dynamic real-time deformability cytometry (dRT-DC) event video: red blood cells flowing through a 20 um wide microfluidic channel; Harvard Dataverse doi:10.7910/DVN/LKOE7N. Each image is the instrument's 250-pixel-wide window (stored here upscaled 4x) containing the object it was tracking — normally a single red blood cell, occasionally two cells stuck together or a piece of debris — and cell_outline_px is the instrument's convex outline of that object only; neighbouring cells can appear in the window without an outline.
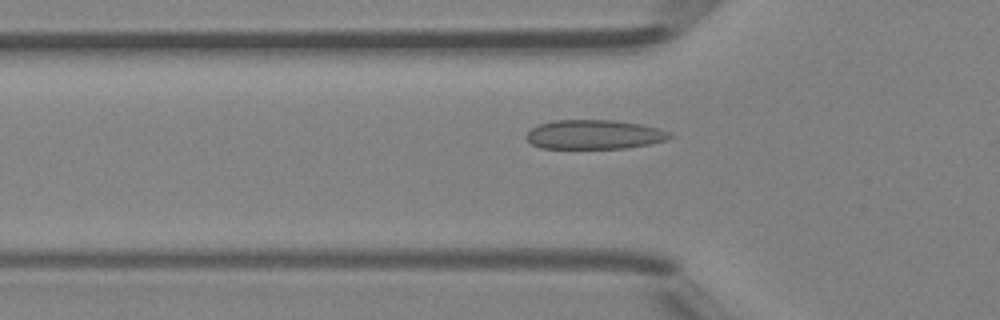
{"species": "Egyptian fruit bat (a non-hibernating species)", "species_latin": "Rousettus aegyptiacus", "temperature_condition": "room temperature", "stored_images_in_passage": 48, "camera_frame_rate_fps": 3000, "um_per_image_px": 0.085, "animal": {"sex": "female"}, "frame": {"image": 1, "passage_image": 16, "time_ms": 5.0, "image_size_px": [1000, 320], "cell_outline_px": [[676, 136], [652, 144], [628, 148], [540, 148], [532, 144], [524, 136], [532, 128], [540, 124], [552, 120], [612, 120], [640, 124], [660, 128], [672, 132]], "centroid_in_image_um": [50.56, 11.43], "position_along_channel_um": 75.2, "area_um2": 24.68}}
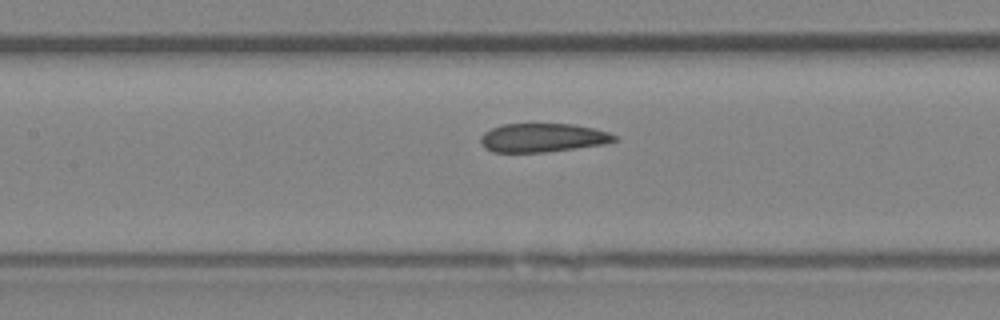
{"frame": {"image": 2, "passage_image": 22, "time_ms": 7.0, "image_size_px": [1000, 320], "cell_outline_px": [[620, 140], [604, 144], [544, 152], [492, 152], [484, 148], [480, 140], [480, 136], [484, 132], [492, 128], [504, 124], [572, 124], [592, 128], [608, 132], [616, 136]], "centroid_in_image_um": [46.12, 11.71], "position_along_channel_um": 161.3, "area_um2": 22.31}}
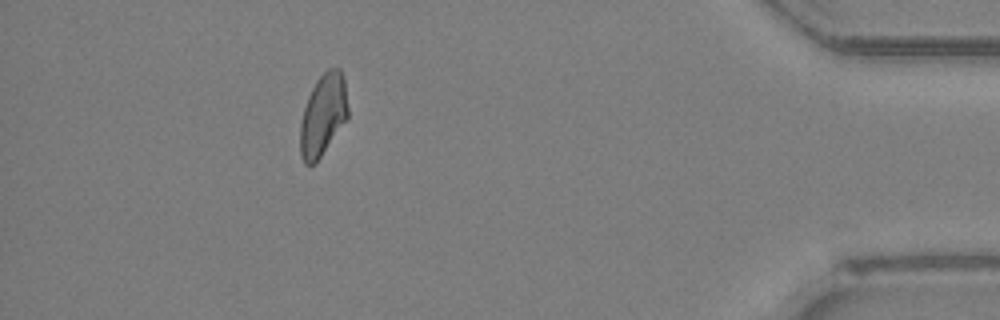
{"frame": {"image": 3, "passage_image": 43, "time_ms": 14.0, "image_size_px": [1000, 320], "cell_outline_px": [[348, 116], [320, 156], [312, 164], [304, 164], [300, 156], [300, 124], [304, 108], [308, 96], [316, 80], [328, 68], [340, 68], [344, 76], [348, 108]], "centroid_in_image_um": [27.45, 9.72], "position_along_channel_um": 407.8, "area_um2": 22.43}, "authors_computed_cell_mechanics": {"area_um2": 23.5246, "velocity_mm_per_s": 4.3014, "shape_relaxation_time_tau1_ms": null, "shape_relaxation_time_tau2_ms": 3.866, "deformation_change_tau1": null, "deformation_change_tau2": 0.0868}}